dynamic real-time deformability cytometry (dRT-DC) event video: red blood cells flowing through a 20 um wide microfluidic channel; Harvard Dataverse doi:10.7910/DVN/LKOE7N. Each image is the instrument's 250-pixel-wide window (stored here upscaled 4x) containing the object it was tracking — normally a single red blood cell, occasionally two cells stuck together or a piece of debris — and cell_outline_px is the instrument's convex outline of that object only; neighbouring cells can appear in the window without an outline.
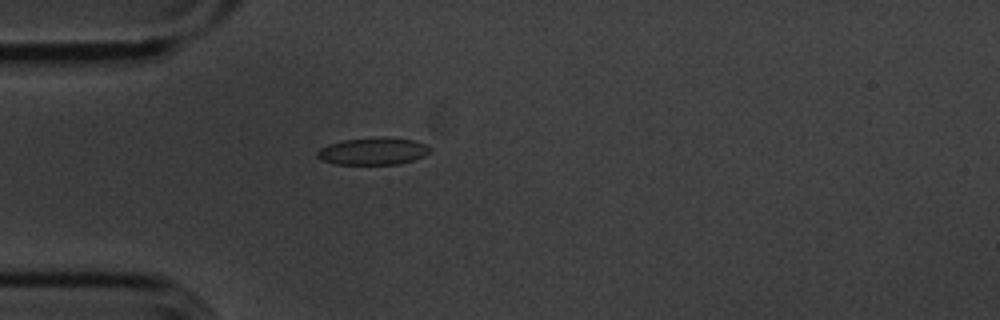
{"species": "common noctule bat (a hibernating species)", "species_latin": "Nyctalus noctula", "temperature_condition": "cold", "stored_images_in_passage": 36, "camera_frame_rate_fps": 3000, "um_per_image_px": 0.085, "animal": {"sex": "male", "body_mass_g": 20.1, "forearm_length_mm": 53.5}, "frame": {"image": 1, "passage_image": 1, "time_ms": 0.0, "image_size_px": [1000, 320], "cell_outline_px": [[432, 152], [424, 156], [400, 164], [336, 164], [320, 160], [316, 156], [316, 152], [320, 148], [328, 144], [344, 140], [380, 136], [384, 136], [412, 140], [428, 144], [432, 148]], "centroid_in_image_um": [31.74, 12.84], "position_along_channel_um": 53.3, "area_um2": 18.21}}
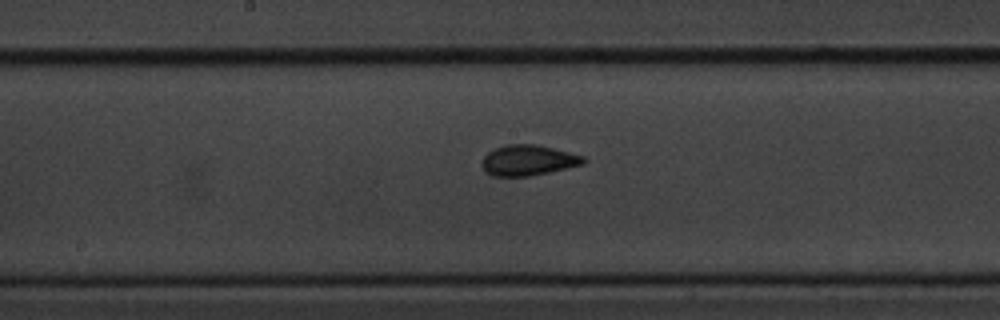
{"frame": {"image": 2, "passage_image": 14, "time_ms": 4.333, "image_size_px": [1000, 320], "cell_outline_px": [[588, 160], [584, 164], [568, 168], [528, 176], [492, 176], [484, 172], [480, 164], [480, 160], [488, 152], [504, 144], [536, 144], [584, 156]], "centroid_in_image_um": [44.86, 13.63], "position_along_channel_um": 203.3, "area_um2": 18.26}}
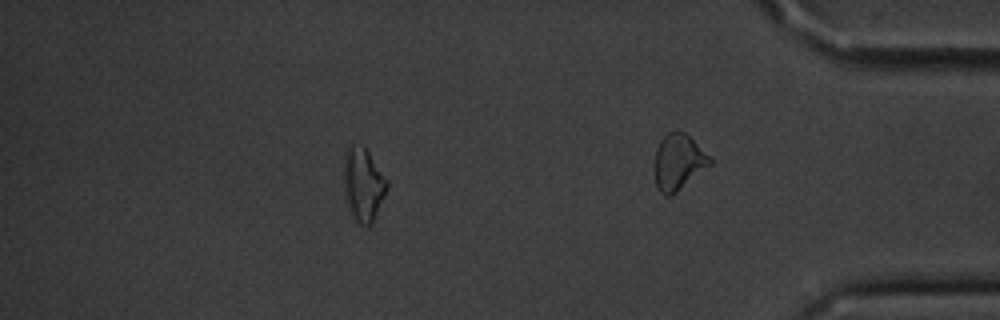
{"frame": {"image": 3, "passage_image": 29, "time_ms": 9.333, "image_size_px": [1000, 320], "cell_outline_px": [[388, 188], [372, 224], [360, 224], [352, 216], [344, 196], [344, 152], [352, 144], [364, 144], [388, 180]], "centroid_in_image_um": [30.87, 15.63], "position_along_channel_um": 404.3, "area_um2": 18.73}, "authors_computed_cell_mechanics": {"area_um2": 17.8602, "velocity_mm_per_s": 3.6062, "shape_relaxation_time_tau1_ms": 10.6924, "shape_relaxation_time_tau2_ms": 1.5611, "deformation_change_tau1": 0.1591, "deformation_change_tau2": 0.0505}}